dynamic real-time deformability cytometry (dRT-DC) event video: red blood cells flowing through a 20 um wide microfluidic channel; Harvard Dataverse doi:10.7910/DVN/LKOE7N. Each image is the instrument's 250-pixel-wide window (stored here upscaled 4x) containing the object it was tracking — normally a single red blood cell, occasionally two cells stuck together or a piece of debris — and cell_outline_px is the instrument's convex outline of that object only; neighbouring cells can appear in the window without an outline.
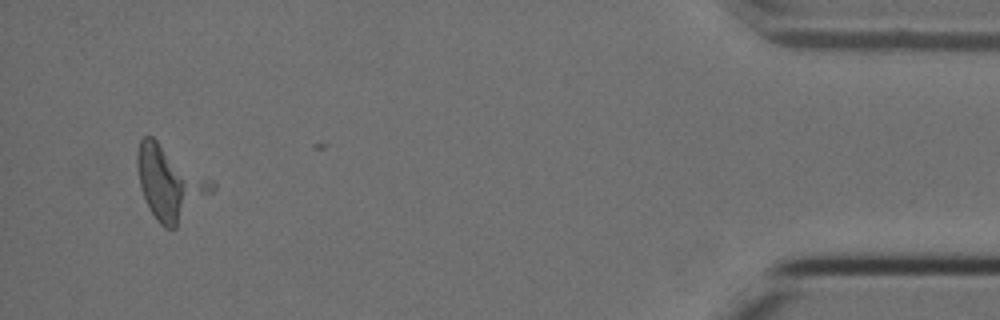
{"species": "Egyptian fruit bat (a non-hibernating species)", "species_latin": "Rousettus aegyptiacus", "temperature_condition": "cold", "stored_images_in_passage": 15, "camera_frame_rate_fps": 3000, "um_per_image_px": 0.085, "animal": {"sex": "female"}, "frame": {"image": 1, "passage_image": 14, "time_ms": 4.333, "image_size_px": [1000, 320], "cell_outline_px": [[216, 188], [176, 228], [164, 228], [156, 220], [140, 188], [136, 164], [136, 156], [140, 140], [144, 136], [152, 136], [212, 180], [216, 184]], "centroid_in_image_um": [14.43, 15.55], "position_along_channel_um": 420.8, "area_um2": 31.62}}